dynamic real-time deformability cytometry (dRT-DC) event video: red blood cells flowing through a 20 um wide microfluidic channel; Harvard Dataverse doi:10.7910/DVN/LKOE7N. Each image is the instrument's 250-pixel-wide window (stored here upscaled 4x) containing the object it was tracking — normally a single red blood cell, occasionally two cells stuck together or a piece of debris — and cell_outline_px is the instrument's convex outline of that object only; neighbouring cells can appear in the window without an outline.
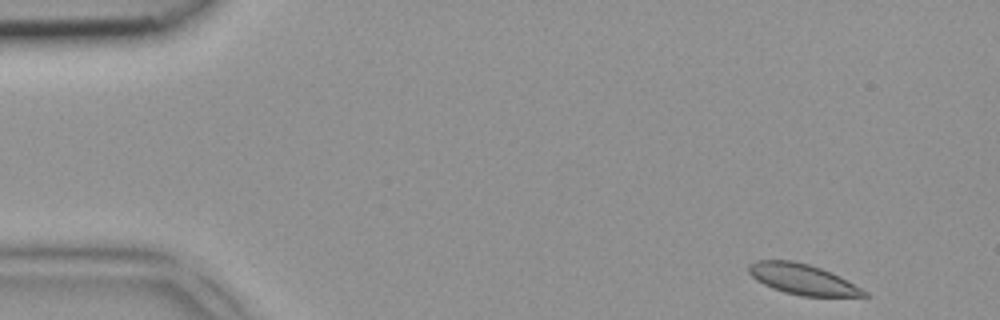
{"species": "common noctule bat (a hibernating species)", "species_latin": "Nyctalus noctula", "temperature_condition": "room temperature", "stored_images_in_passage": 3, "camera_frame_rate_fps": 3000, "um_per_image_px": 0.085, "animal": {"sex": "female", "body_mass_g": 18.4}, "frame": {"image": 1, "passage_image": 1, "time_ms": 0.0, "image_size_px": [1000, 320], "cell_outline_px": [[872, 296], [800, 296], [784, 292], [772, 288], [756, 280], [748, 272], [748, 264], [756, 260], [792, 260], [808, 264], [832, 272], [840, 276], [868, 292]], "centroid_in_image_um": [68.21, 23.73], "position_along_channel_um": 16.8, "area_um2": 20.58}}
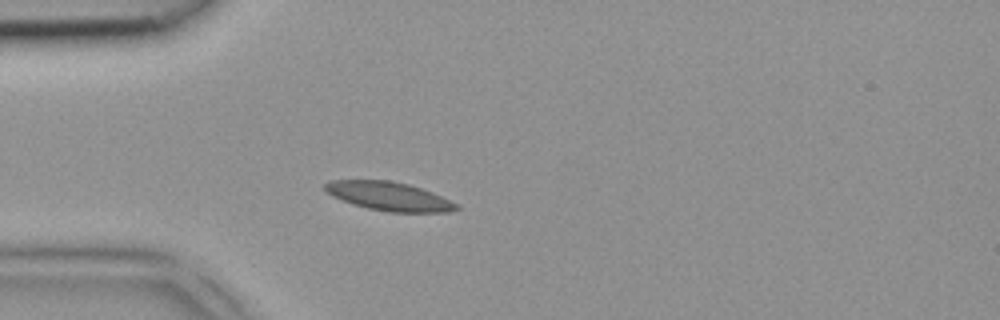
{"frame": {"image": 2, "passage_image": 3, "time_ms": 0.667, "image_size_px": [1000, 320], "cell_outline_px": [[460, 208], [448, 212], [388, 212], [368, 208], [352, 204], [332, 196], [324, 192], [324, 184], [328, 180], [388, 180], [408, 184], [432, 192], [460, 204]], "centroid_in_image_um": [33.05, 16.68], "position_along_channel_um": 52.0, "area_um2": 22.14}}